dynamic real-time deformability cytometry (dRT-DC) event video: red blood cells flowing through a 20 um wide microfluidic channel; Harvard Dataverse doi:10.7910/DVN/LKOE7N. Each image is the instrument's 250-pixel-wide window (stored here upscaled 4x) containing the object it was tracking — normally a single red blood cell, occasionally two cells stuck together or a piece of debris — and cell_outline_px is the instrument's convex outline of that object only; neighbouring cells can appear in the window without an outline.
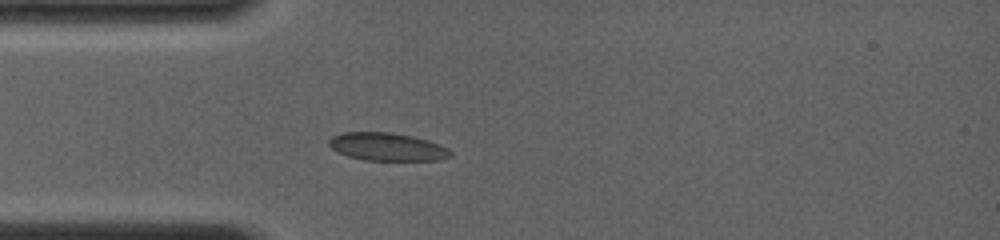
{"species": "common noctule bat (a hibernating species)", "species_latin": "Nyctalus noctula", "temperature_condition": "room temperature", "stored_images_in_passage": 30, "camera_frame_rate_fps": 4000, "um_per_image_px": 0.085, "animal": {"sex": "female", "body_mass_g": 19.0, "forearm_length_mm": 56.7}, "frame": {"image": 1, "passage_image": 1, "time_ms": 0.0, "image_size_px": [1000, 240], "cell_outline_px": [[452, 156], [440, 160], [364, 160], [348, 156], [332, 148], [328, 144], [328, 140], [332, 136], [344, 132], [392, 132], [412, 136], [428, 140], [440, 144], [448, 148], [452, 152]], "centroid_in_image_um": [32.94, 12.47], "position_along_channel_um": 52.1, "area_um2": 19.83}}
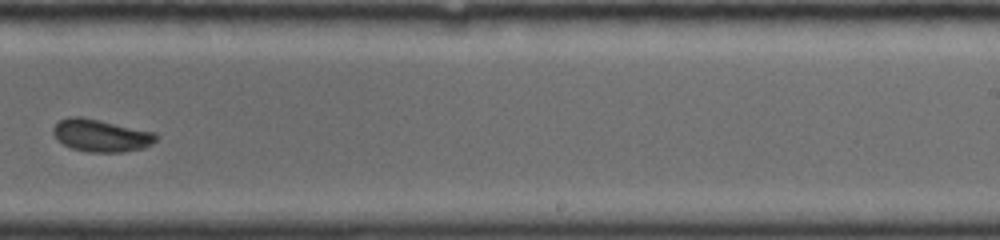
{"frame": {"image": 2, "passage_image": 18, "time_ms": 5.75, "image_size_px": [1000, 240], "cell_outline_px": [[160, 136], [152, 144], [144, 148], [124, 152], [88, 152], [72, 148], [56, 140], [52, 132], [52, 128], [60, 120], [68, 116], [80, 116], [100, 120], [156, 132]], "centroid_in_image_um": [8.6, 11.51], "position_along_channel_um": 280.4, "area_um2": 19.71}}
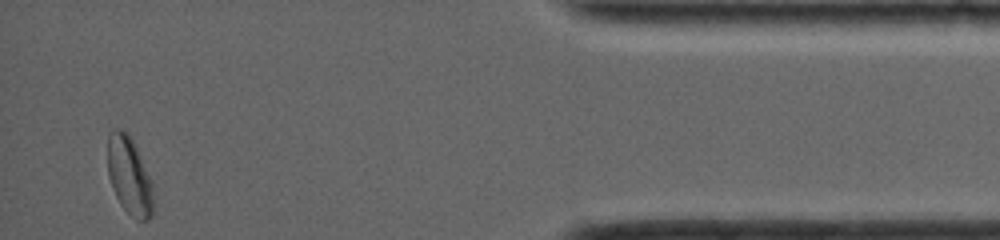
{"frame": {"image": 3, "passage_image": 30, "time_ms": 10.5, "image_size_px": [1000, 240], "cell_outline_px": [[152, 216], [148, 220], [136, 220], [120, 204], [112, 188], [108, 176], [108, 132], [112, 128], [120, 128], [136, 144], [152, 180]], "centroid_in_image_um": [10.99, 14.92], "position_along_channel_um": 424.2, "area_um2": 20.87}, "authors_computed_cell_mechanics": {"area_um2": 19.7965, "velocity_mm_per_s": 4.0622, "shape_relaxation_time_tau1_ms": 3.5584, "shape_relaxation_time_tau2_ms": null, "deformation_change_tau1": 0.1219, "deformation_change_tau2": null}}